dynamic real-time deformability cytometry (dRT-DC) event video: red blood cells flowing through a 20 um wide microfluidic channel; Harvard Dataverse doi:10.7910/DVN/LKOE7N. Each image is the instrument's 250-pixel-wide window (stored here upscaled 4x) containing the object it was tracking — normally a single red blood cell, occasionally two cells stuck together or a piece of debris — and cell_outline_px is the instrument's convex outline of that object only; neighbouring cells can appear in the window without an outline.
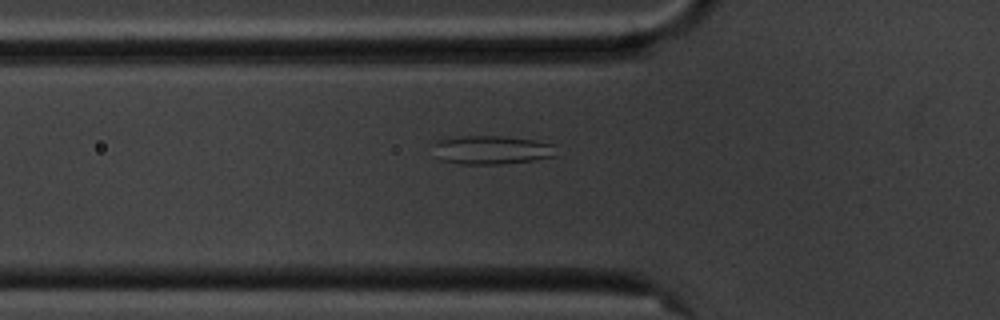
{"species": "common noctule bat (a hibernating species)", "species_latin": "Nyctalus noctula", "temperature_condition": "cold", "stored_images_in_passage": 47, "camera_frame_rate_fps": 3000, "um_per_image_px": 0.085, "animal": {"sex": "male", "body_mass_g": 20.1, "forearm_length_mm": 53.5}, "frame": {"image": 1, "passage_image": 10, "time_ms": 3.0, "image_size_px": [1000, 320], "cell_outline_px": [[556, 156], [532, 160], [500, 164], [460, 164], [440, 160], [436, 156], [432, 144], [440, 140], [464, 136], [500, 136], [532, 140], [552, 144]], "centroid_in_image_um": [41.73, 12.75], "position_along_channel_um": 84.1, "area_um2": 20.29}}
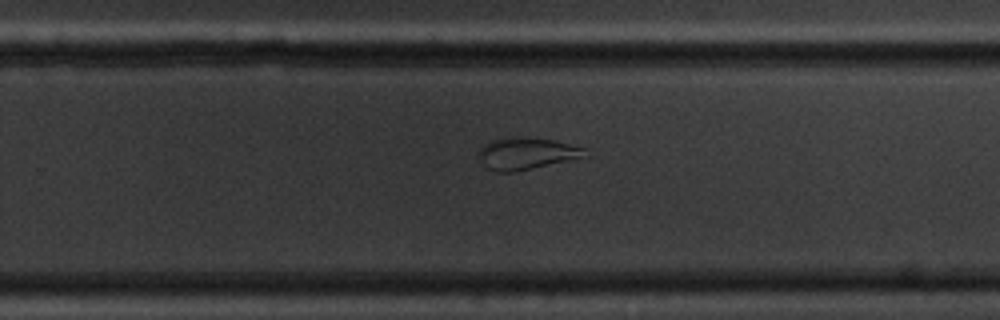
{"frame": {"image": 2, "passage_image": 27, "time_ms": 8.667, "image_size_px": [1000, 320], "cell_outline_px": [[584, 148], [580, 156], [576, 160], [516, 172], [496, 172], [488, 168], [476, 156], [480, 148], [484, 144], [492, 140], [556, 140]], "centroid_in_image_um": [44.72, 13.12], "position_along_channel_um": 285.1, "area_um2": 18.96}}
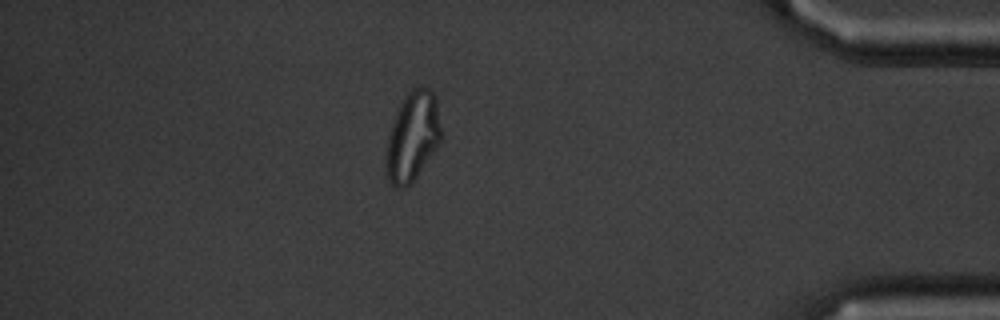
{"frame": {"image": 3, "passage_image": 40, "time_ms": 13.0, "image_size_px": [1000, 320], "cell_outline_px": [[444, 136], [440, 144], [412, 184], [404, 188], [396, 188], [388, 180], [384, 172], [384, 156], [388, 136], [396, 112], [404, 96], [412, 88], [428, 88], [436, 96]], "centroid_in_image_um": [35.08, 11.66], "position_along_channel_um": 400.1, "area_um2": 29.65}, "authors_computed_cell_mechanics": {"area_um2": 25.3164, "velocity_mm_per_s": 3.5426, "shape_relaxation_time_tau1_ms": null, "shape_relaxation_time_tau2_ms": 1.5547, "deformation_change_tau1": null, "deformation_change_tau2": 0.0563}}